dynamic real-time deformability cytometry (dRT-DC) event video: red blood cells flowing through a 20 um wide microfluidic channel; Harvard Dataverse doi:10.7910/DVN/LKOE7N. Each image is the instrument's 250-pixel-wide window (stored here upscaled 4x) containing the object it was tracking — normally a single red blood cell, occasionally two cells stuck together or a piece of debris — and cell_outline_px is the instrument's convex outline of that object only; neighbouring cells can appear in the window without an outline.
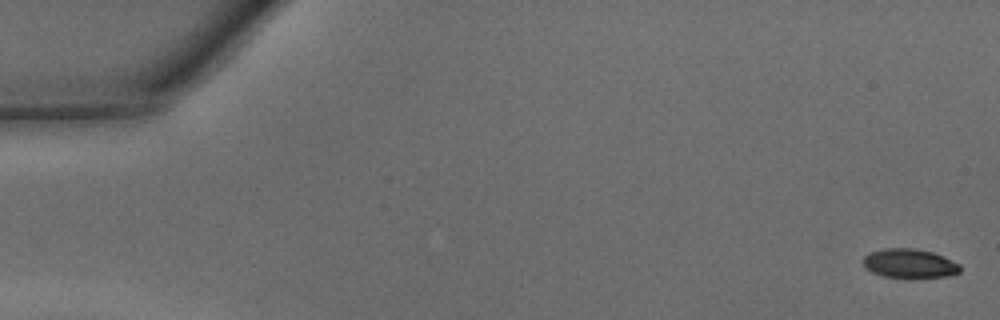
{"species": "common noctule bat (a hibernating species)", "species_latin": "Nyctalus noctula", "temperature_condition": "warm", "stored_images_in_passage": 47, "camera_frame_rate_fps": 3000, "um_per_image_px": 0.085, "animal": {"sex": "male", "body_mass_g": 15.6}, "frame": {"image": 1, "passage_image": 1, "time_ms": 0.0, "image_size_px": [1000, 320], "cell_outline_px": [[960, 272], [948, 276], [912, 280], [908, 280], [884, 276], [872, 272], [864, 268], [864, 256], [868, 252], [884, 248], [916, 248], [932, 252], [960, 264]], "centroid_in_image_um": [77.3, 22.43], "position_along_channel_um": 7.7, "area_um2": 17.05}}
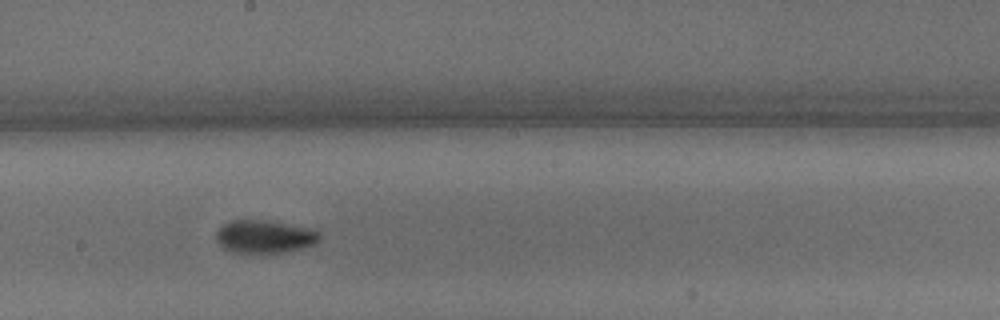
{"frame": {"image": 2, "passage_image": 26, "time_ms": 8.333, "image_size_px": [1000, 320], "cell_outline_px": [[320, 240], [316, 244], [300, 248], [280, 252], [240, 252], [224, 248], [216, 240], [216, 232], [224, 224], [232, 220], [264, 220], [308, 228], [320, 232]], "centroid_in_image_um": [22.5, 20.1], "position_along_channel_um": 225.7, "area_um2": 19.36}}
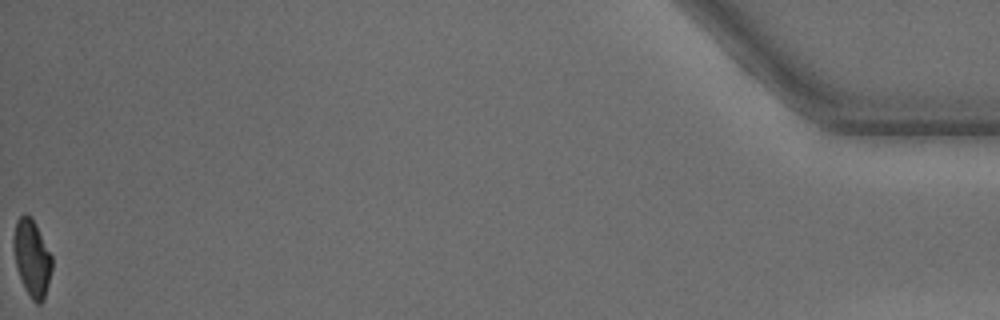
{"frame": {"image": 3, "passage_image": 47, "time_ms": 15.333, "image_size_px": [1000, 320], "cell_outline_px": [[52, 268], [44, 300], [40, 304], [36, 304], [32, 300], [24, 288], [16, 268], [12, 244], [12, 240], [16, 220], [24, 212], [36, 224], [52, 256]], "centroid_in_image_um": [2.7, 21.95], "position_along_channel_um": 432.5, "area_um2": 17.34}, "authors_computed_cell_mechanics": {"area_um2": 18.207, "velocity_mm_per_s": 4.3606, "shape_relaxation_time_tau1_ms": 2.7865, "shape_relaxation_time_tau2_ms": 2.7142, "deformation_change_tau1": 0.1343, "deformation_change_tau2": 0.0853}}